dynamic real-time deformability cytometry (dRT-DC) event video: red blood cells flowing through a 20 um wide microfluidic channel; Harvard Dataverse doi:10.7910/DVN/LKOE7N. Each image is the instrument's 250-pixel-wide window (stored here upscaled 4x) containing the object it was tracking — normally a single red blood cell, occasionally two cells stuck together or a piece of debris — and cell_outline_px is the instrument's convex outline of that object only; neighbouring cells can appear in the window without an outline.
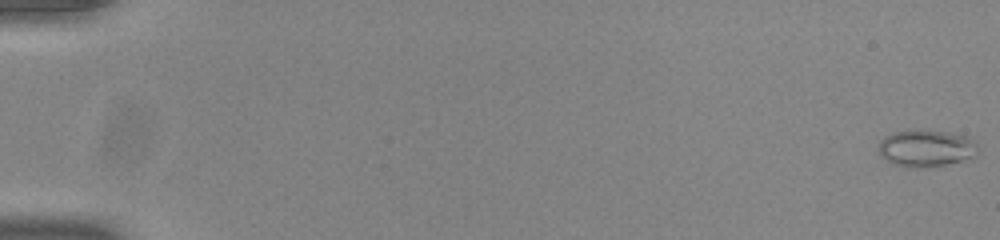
{"species": "common noctule bat (a hibernating species)", "species_latin": "Nyctalus noctula", "temperature_condition": "room temperature", "stored_images_in_passage": 55, "camera_frame_rate_fps": 3000, "um_per_image_px": 0.085, "animal": {"sex": "male", "body_mass_g": 20.0, "forearm_length_mm": 53.3}, "frame": {"image": 1, "passage_image": 1, "time_ms": 0.0, "image_size_px": [1000, 240], "cell_outline_px": [[980, 148], [976, 156], [964, 160], [924, 168], [908, 168], [896, 164], [880, 156], [880, 140], [884, 136], [892, 132], [924, 128], [948, 132], [964, 136], [976, 140]], "centroid_in_image_um": [78.76, 12.58], "position_along_channel_um": 6.2, "area_um2": 21.85}}
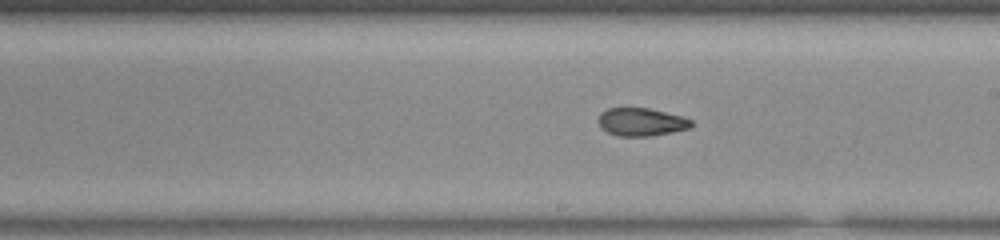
{"frame": {"image": 2, "passage_image": 33, "time_ms": 10.667, "image_size_px": [1000, 240], "cell_outline_px": [[692, 124], [688, 128], [672, 132], [652, 136], [616, 136], [600, 128], [596, 120], [600, 112], [608, 108], [648, 108], [684, 116], [692, 120]], "centroid_in_image_um": [54.46, 10.36], "position_along_channel_um": 234.5, "area_um2": 15.37}}
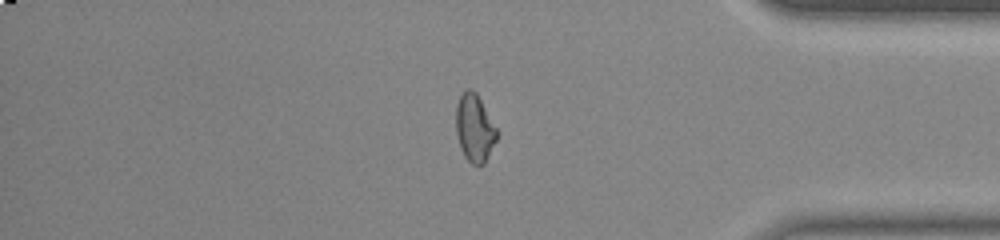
{"frame": {"image": 3, "passage_image": 47, "time_ms": 15.333, "image_size_px": [1000, 240], "cell_outline_px": [[496, 140], [484, 164], [472, 164], [464, 156], [460, 148], [456, 132], [456, 104], [460, 96], [468, 88], [472, 88], [476, 92], [496, 128]], "centroid_in_image_um": [40.31, 10.88], "position_along_channel_um": 394.9, "area_um2": 15.84}, "authors_computed_cell_mechanics": {"area_um2": 16.2996, "velocity_mm_per_s": 3.8798, "shape_relaxation_time_tau1_ms": 6.914, "shape_relaxation_time_tau2_ms": 1.9216, "deformation_change_tau1": 0.1796, "deformation_change_tau2": 0.0724}}